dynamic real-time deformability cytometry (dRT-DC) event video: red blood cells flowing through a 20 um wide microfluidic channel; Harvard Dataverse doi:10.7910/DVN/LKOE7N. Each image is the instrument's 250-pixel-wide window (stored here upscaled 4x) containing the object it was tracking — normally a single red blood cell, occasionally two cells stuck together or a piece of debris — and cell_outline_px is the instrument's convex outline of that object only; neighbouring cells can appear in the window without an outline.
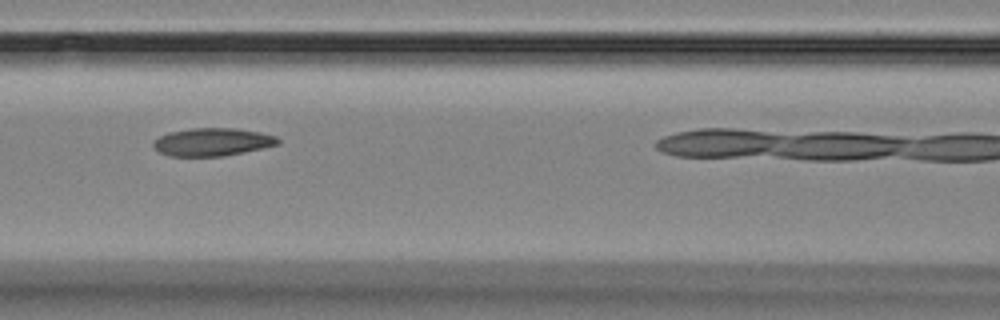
{"species": "Egyptian fruit bat (a non-hibernating species)", "species_latin": "Rousettus aegyptiacus", "temperature_condition": "room temperature", "stored_images_in_passage": 12, "camera_frame_rate_fps": 3000, "um_per_image_px": 0.085, "animal": {"sex": "female"}, "frame": {"image": 1, "passage_image": 6, "time_ms": 5.667, "image_size_px": [1000, 320], "cell_outline_px": [[280, 144], [224, 156], [172, 156], [160, 152], [152, 144], [152, 140], [168, 132], [192, 128], [236, 128], [260, 132], [276, 136], [280, 140]], "centroid_in_image_um": [18.05, 12.06], "position_along_channel_um": 148.5, "area_um2": 20.23}}
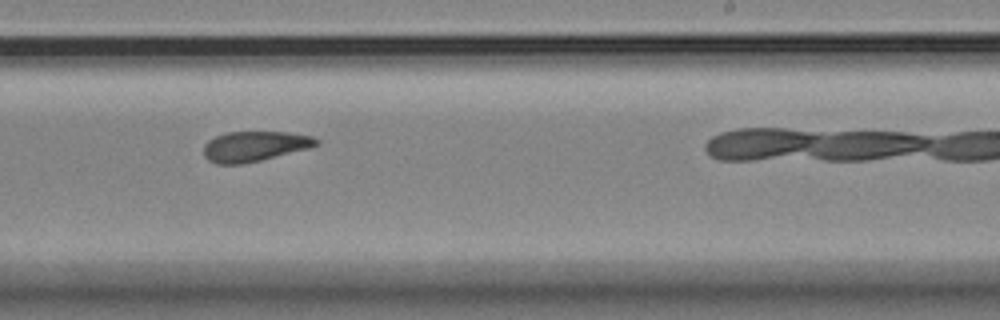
{"frame": {"image": 2, "passage_image": 9, "time_ms": 9.0, "image_size_px": [1000, 320], "cell_outline_px": [[320, 144], [308, 148], [244, 164], [216, 164], [208, 160], [204, 156], [204, 144], [208, 140], [216, 136], [228, 132], [288, 132], [312, 136], [320, 140]], "centroid_in_image_um": [21.63, 12.43], "position_along_channel_um": 267.4, "area_um2": 19.77}}